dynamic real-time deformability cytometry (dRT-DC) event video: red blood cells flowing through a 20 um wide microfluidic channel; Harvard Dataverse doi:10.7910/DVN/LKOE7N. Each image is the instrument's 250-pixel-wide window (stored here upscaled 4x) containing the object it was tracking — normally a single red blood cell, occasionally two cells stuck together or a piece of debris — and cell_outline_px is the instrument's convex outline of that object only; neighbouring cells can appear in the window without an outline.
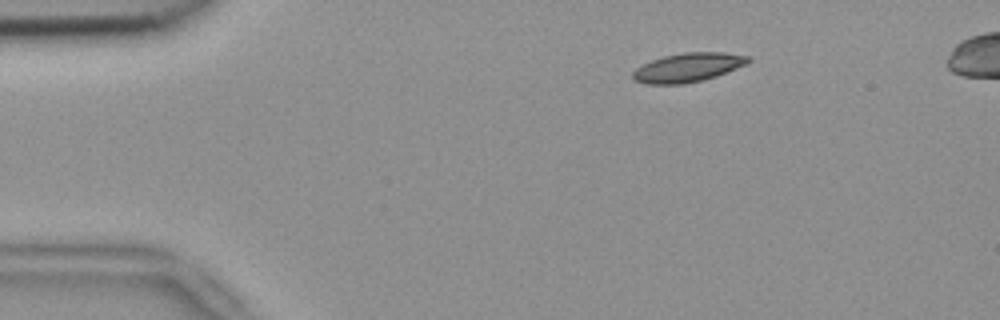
{"species": "common noctule bat (a hibernating species)", "species_latin": "Nyctalus noctula", "temperature_condition": "room temperature", "stored_images_in_passage": 46, "camera_frame_rate_fps": 3000, "um_per_image_px": 0.085, "animal": {"sex": "female", "body_mass_g": 18.4}, "frame": {"image": 1, "passage_image": 1, "time_ms": 0.0, "image_size_px": [1000, 320], "cell_outline_px": [[752, 60], [748, 64], [716, 76], [684, 84], [644, 84], [632, 80], [632, 72], [636, 68], [652, 60], [664, 56], [684, 52], [724, 52], [752, 56]], "centroid_in_image_um": [58.5, 5.73], "position_along_channel_um": 26.5, "area_um2": 19.65}}
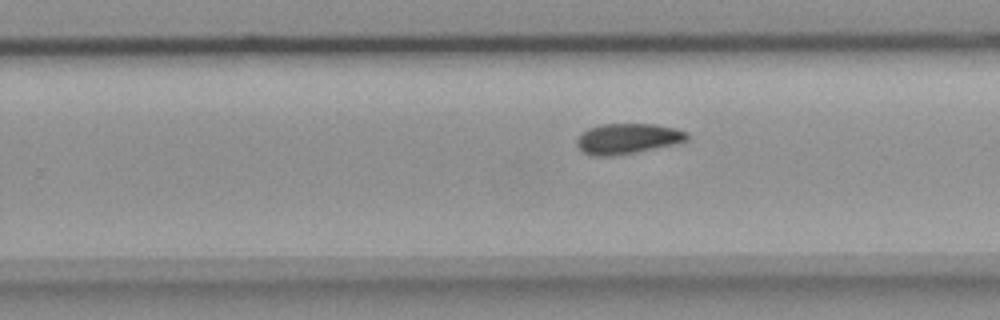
{"frame": {"image": 2, "passage_image": 26, "time_ms": 8.333, "image_size_px": [1000, 320], "cell_outline_px": [[688, 140], [676, 144], [636, 152], [612, 156], [592, 156], [584, 152], [576, 144], [576, 140], [580, 132], [588, 128], [600, 124], [656, 124], [676, 128], [688, 132]], "centroid_in_image_um": [53.34, 11.78], "position_along_channel_um": 276.5, "area_um2": 19.77}}
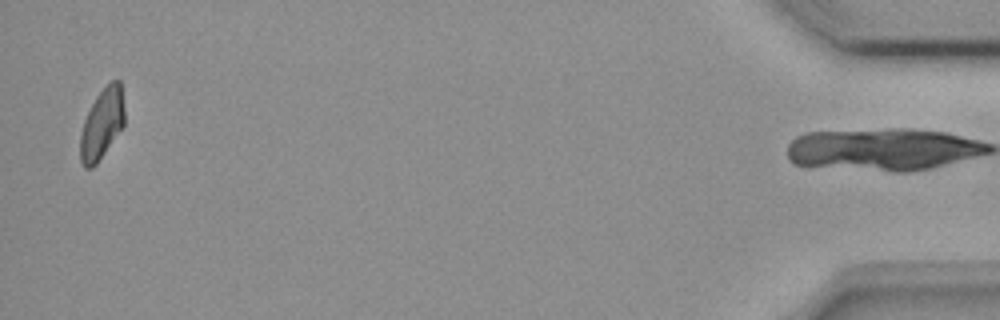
{"frame": {"image": 3, "passage_image": 45, "time_ms": 14.667, "image_size_px": [1000, 320], "cell_outline_px": [[124, 124], [96, 164], [92, 168], [84, 168], [80, 160], [80, 132], [84, 120], [96, 96], [112, 80], [120, 80], [124, 108]], "centroid_in_image_um": [8.65, 10.54], "position_along_channel_um": 426.6, "area_um2": 17.86}, "authors_computed_cell_mechanics": {"area_um2": 19.5075, "velocity_mm_per_s": 3.7739, "shape_relaxation_time_tau1_ms": null, "shape_relaxation_time_tau2_ms": 8.8679, "deformation_change_tau1": null, "deformation_change_tau2": 0.1359}}